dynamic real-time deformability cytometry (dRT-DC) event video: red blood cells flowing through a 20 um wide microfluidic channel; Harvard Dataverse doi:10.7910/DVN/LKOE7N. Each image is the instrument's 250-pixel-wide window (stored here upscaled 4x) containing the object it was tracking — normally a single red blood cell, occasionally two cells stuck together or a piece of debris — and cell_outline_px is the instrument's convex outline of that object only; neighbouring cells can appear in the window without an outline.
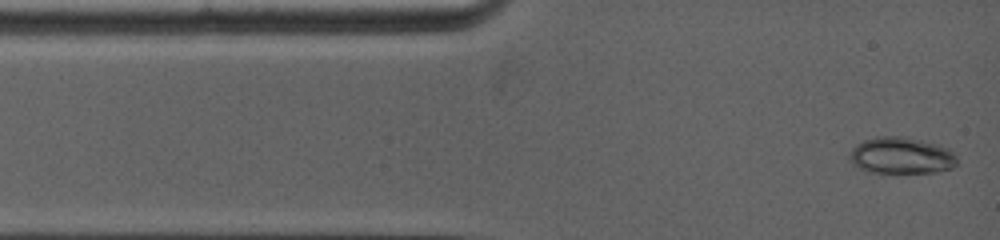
{"species": "common noctule bat (a hibernating species)", "species_latin": "Nyctalus noctula", "temperature_condition": "warm", "stored_images_in_passage": 2, "camera_frame_rate_fps": 5000, "um_per_image_px": 0.085, "animal": {"sex": "female", "body_mass_g": 19.0, "forearm_length_mm": 53.3}, "frame": {"image": 1, "passage_image": 1, "time_ms": 0.0, "image_size_px": [1000, 240], "cell_outline_px": [[956, 164], [952, 168], [936, 172], [872, 172], [860, 168], [852, 164], [848, 160], [848, 156], [852, 148], [856, 144], [864, 140], [876, 136], [900, 136], [920, 140], [936, 144], [948, 148], [956, 156]], "centroid_in_image_um": [76.57, 13.21], "position_along_channel_um": 8.4, "area_um2": 22.83}}